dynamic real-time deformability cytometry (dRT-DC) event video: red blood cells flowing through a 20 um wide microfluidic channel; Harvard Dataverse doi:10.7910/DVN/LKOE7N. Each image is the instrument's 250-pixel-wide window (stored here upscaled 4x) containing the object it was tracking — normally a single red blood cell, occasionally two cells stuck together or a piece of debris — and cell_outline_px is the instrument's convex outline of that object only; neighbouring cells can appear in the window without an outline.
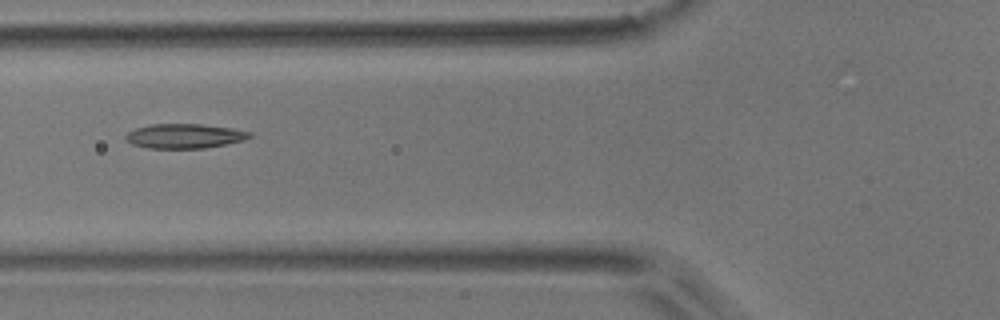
{"species": "common noctule bat (a hibernating species)", "species_latin": "Nyctalus noctula", "temperature_condition": "room temperature", "stored_images_in_passage": 8, "camera_frame_rate_fps": 3000, "um_per_image_px": 0.085, "animal": {"sex": "male", "body_mass_g": 17.9}, "frame": {"image": 1, "passage_image": 4, "time_ms": 1.0, "image_size_px": [1000, 320], "cell_outline_px": [[252, 136], [244, 140], [204, 148], [148, 148], [132, 144], [124, 140], [124, 136], [128, 132], [136, 128], [152, 124], [200, 124], [232, 128], [252, 132]], "centroid_in_image_um": [15.66, 11.56], "position_along_channel_um": 110.1, "area_um2": 17.69}}
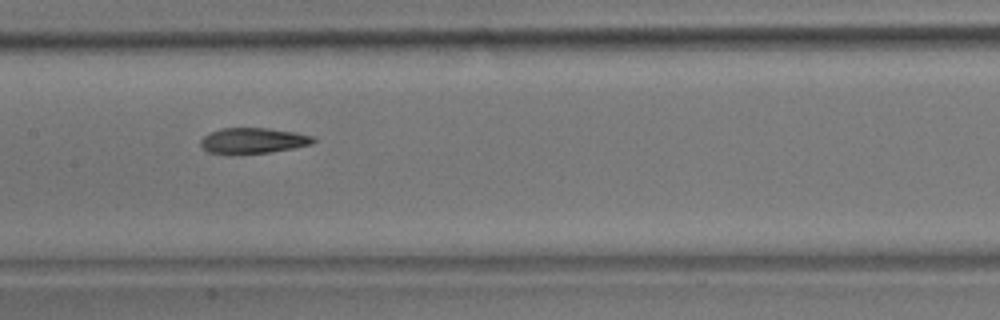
{"frame": {"image": 2, "passage_image": 6, "time_ms": 1.667, "image_size_px": [1000, 320], "cell_outline_px": [[316, 140], [312, 144], [292, 148], [268, 152], [236, 156], [208, 152], [200, 144], [200, 140], [204, 136], [220, 128], [268, 128], [296, 132], [316, 136]], "centroid_in_image_um": [21.51, 11.97], "position_along_channel_um": 185.9, "area_um2": 17.22}}
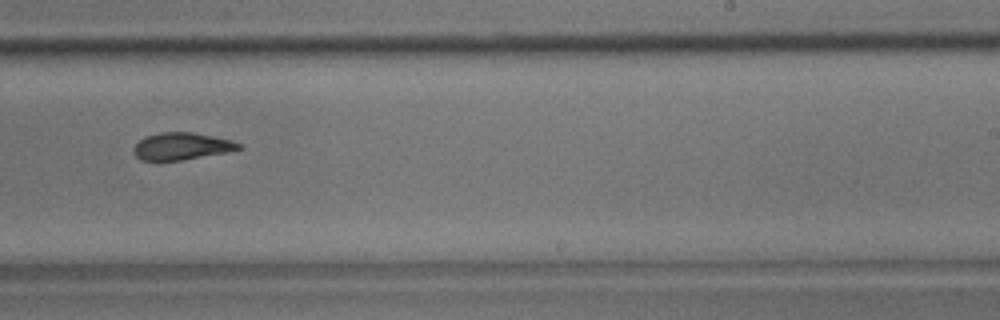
{"frame": {"image": 3, "passage_image": 8, "time_ms": 2.333, "image_size_px": [1000, 320], "cell_outline_px": [[244, 148], [228, 152], [180, 160], [140, 160], [132, 152], [132, 148], [144, 136], [160, 132], [192, 132], [232, 140], [240, 144]], "centroid_in_image_um": [15.42, 12.42], "position_along_channel_um": 273.6, "area_um2": 16.65}}